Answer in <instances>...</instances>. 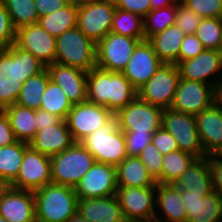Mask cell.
<instances>
[{
    "instance_id": "1",
    "label": "cell",
    "mask_w": 222,
    "mask_h": 222,
    "mask_svg": "<svg viewBox=\"0 0 222 222\" xmlns=\"http://www.w3.org/2000/svg\"><path fill=\"white\" fill-rule=\"evenodd\" d=\"M45 68L42 61L15 44L0 50V110L15 104L23 82Z\"/></svg>"
},
{
    "instance_id": "2",
    "label": "cell",
    "mask_w": 222,
    "mask_h": 222,
    "mask_svg": "<svg viewBox=\"0 0 222 222\" xmlns=\"http://www.w3.org/2000/svg\"><path fill=\"white\" fill-rule=\"evenodd\" d=\"M137 97V90L119 72L92 68L87 73V101L101 105L116 114Z\"/></svg>"
},
{
    "instance_id": "3",
    "label": "cell",
    "mask_w": 222,
    "mask_h": 222,
    "mask_svg": "<svg viewBox=\"0 0 222 222\" xmlns=\"http://www.w3.org/2000/svg\"><path fill=\"white\" fill-rule=\"evenodd\" d=\"M33 193L36 222H67L77 212L78 197L72 187L51 182Z\"/></svg>"
},
{
    "instance_id": "4",
    "label": "cell",
    "mask_w": 222,
    "mask_h": 222,
    "mask_svg": "<svg viewBox=\"0 0 222 222\" xmlns=\"http://www.w3.org/2000/svg\"><path fill=\"white\" fill-rule=\"evenodd\" d=\"M80 143L98 163L118 166L128 157L124 132L118 127L116 116Z\"/></svg>"
},
{
    "instance_id": "5",
    "label": "cell",
    "mask_w": 222,
    "mask_h": 222,
    "mask_svg": "<svg viewBox=\"0 0 222 222\" xmlns=\"http://www.w3.org/2000/svg\"><path fill=\"white\" fill-rule=\"evenodd\" d=\"M95 158L80 143L50 157L52 183L75 188L94 165Z\"/></svg>"
},
{
    "instance_id": "6",
    "label": "cell",
    "mask_w": 222,
    "mask_h": 222,
    "mask_svg": "<svg viewBox=\"0 0 222 222\" xmlns=\"http://www.w3.org/2000/svg\"><path fill=\"white\" fill-rule=\"evenodd\" d=\"M55 63L89 72L96 67V44L76 26L56 38Z\"/></svg>"
},
{
    "instance_id": "7",
    "label": "cell",
    "mask_w": 222,
    "mask_h": 222,
    "mask_svg": "<svg viewBox=\"0 0 222 222\" xmlns=\"http://www.w3.org/2000/svg\"><path fill=\"white\" fill-rule=\"evenodd\" d=\"M115 10L112 0H91L78 6L76 26L97 45L111 32Z\"/></svg>"
},
{
    "instance_id": "8",
    "label": "cell",
    "mask_w": 222,
    "mask_h": 222,
    "mask_svg": "<svg viewBox=\"0 0 222 222\" xmlns=\"http://www.w3.org/2000/svg\"><path fill=\"white\" fill-rule=\"evenodd\" d=\"M116 197L126 222L154 221L156 212V186H118Z\"/></svg>"
},
{
    "instance_id": "9",
    "label": "cell",
    "mask_w": 222,
    "mask_h": 222,
    "mask_svg": "<svg viewBox=\"0 0 222 222\" xmlns=\"http://www.w3.org/2000/svg\"><path fill=\"white\" fill-rule=\"evenodd\" d=\"M161 107L141 100L138 96L116 114L118 127L123 132L154 133L162 127Z\"/></svg>"
},
{
    "instance_id": "10",
    "label": "cell",
    "mask_w": 222,
    "mask_h": 222,
    "mask_svg": "<svg viewBox=\"0 0 222 222\" xmlns=\"http://www.w3.org/2000/svg\"><path fill=\"white\" fill-rule=\"evenodd\" d=\"M179 79L180 73L176 64H163L137 90V96L147 103L168 109L172 105Z\"/></svg>"
},
{
    "instance_id": "11",
    "label": "cell",
    "mask_w": 222,
    "mask_h": 222,
    "mask_svg": "<svg viewBox=\"0 0 222 222\" xmlns=\"http://www.w3.org/2000/svg\"><path fill=\"white\" fill-rule=\"evenodd\" d=\"M162 127L177 141L179 150L196 158L206 156L199 138L195 115L164 109Z\"/></svg>"
},
{
    "instance_id": "12",
    "label": "cell",
    "mask_w": 222,
    "mask_h": 222,
    "mask_svg": "<svg viewBox=\"0 0 222 222\" xmlns=\"http://www.w3.org/2000/svg\"><path fill=\"white\" fill-rule=\"evenodd\" d=\"M141 41L110 32L96 45V67L121 73Z\"/></svg>"
},
{
    "instance_id": "13",
    "label": "cell",
    "mask_w": 222,
    "mask_h": 222,
    "mask_svg": "<svg viewBox=\"0 0 222 222\" xmlns=\"http://www.w3.org/2000/svg\"><path fill=\"white\" fill-rule=\"evenodd\" d=\"M114 116L115 114L106 107L86 100L72 105L66 121L74 142H81Z\"/></svg>"
},
{
    "instance_id": "14",
    "label": "cell",
    "mask_w": 222,
    "mask_h": 222,
    "mask_svg": "<svg viewBox=\"0 0 222 222\" xmlns=\"http://www.w3.org/2000/svg\"><path fill=\"white\" fill-rule=\"evenodd\" d=\"M51 182L50 156L27 146L19 173L11 183V187L35 192Z\"/></svg>"
},
{
    "instance_id": "15",
    "label": "cell",
    "mask_w": 222,
    "mask_h": 222,
    "mask_svg": "<svg viewBox=\"0 0 222 222\" xmlns=\"http://www.w3.org/2000/svg\"><path fill=\"white\" fill-rule=\"evenodd\" d=\"M215 102V88L203 82L180 78L170 109L196 115Z\"/></svg>"
},
{
    "instance_id": "16",
    "label": "cell",
    "mask_w": 222,
    "mask_h": 222,
    "mask_svg": "<svg viewBox=\"0 0 222 222\" xmlns=\"http://www.w3.org/2000/svg\"><path fill=\"white\" fill-rule=\"evenodd\" d=\"M116 166L95 162L74 188L78 199L116 195Z\"/></svg>"
},
{
    "instance_id": "17",
    "label": "cell",
    "mask_w": 222,
    "mask_h": 222,
    "mask_svg": "<svg viewBox=\"0 0 222 222\" xmlns=\"http://www.w3.org/2000/svg\"><path fill=\"white\" fill-rule=\"evenodd\" d=\"M177 66L180 78L203 82L216 88L222 76V52L205 49L196 57L179 62Z\"/></svg>"
},
{
    "instance_id": "18",
    "label": "cell",
    "mask_w": 222,
    "mask_h": 222,
    "mask_svg": "<svg viewBox=\"0 0 222 222\" xmlns=\"http://www.w3.org/2000/svg\"><path fill=\"white\" fill-rule=\"evenodd\" d=\"M14 44L20 49L33 54L46 66L55 63L56 38L47 33L37 23L17 29Z\"/></svg>"
},
{
    "instance_id": "19",
    "label": "cell",
    "mask_w": 222,
    "mask_h": 222,
    "mask_svg": "<svg viewBox=\"0 0 222 222\" xmlns=\"http://www.w3.org/2000/svg\"><path fill=\"white\" fill-rule=\"evenodd\" d=\"M163 64L148 40H143L136 46L130 60L121 73L138 90Z\"/></svg>"
},
{
    "instance_id": "20",
    "label": "cell",
    "mask_w": 222,
    "mask_h": 222,
    "mask_svg": "<svg viewBox=\"0 0 222 222\" xmlns=\"http://www.w3.org/2000/svg\"><path fill=\"white\" fill-rule=\"evenodd\" d=\"M46 69L49 72L50 80L61 87L72 105L87 100L88 72L59 63L49 64Z\"/></svg>"
},
{
    "instance_id": "21",
    "label": "cell",
    "mask_w": 222,
    "mask_h": 222,
    "mask_svg": "<svg viewBox=\"0 0 222 222\" xmlns=\"http://www.w3.org/2000/svg\"><path fill=\"white\" fill-rule=\"evenodd\" d=\"M187 222H222V197L215 193H188L182 190Z\"/></svg>"
},
{
    "instance_id": "22",
    "label": "cell",
    "mask_w": 222,
    "mask_h": 222,
    "mask_svg": "<svg viewBox=\"0 0 222 222\" xmlns=\"http://www.w3.org/2000/svg\"><path fill=\"white\" fill-rule=\"evenodd\" d=\"M195 118L205 155L222 154V112L219 105L214 102Z\"/></svg>"
},
{
    "instance_id": "23",
    "label": "cell",
    "mask_w": 222,
    "mask_h": 222,
    "mask_svg": "<svg viewBox=\"0 0 222 222\" xmlns=\"http://www.w3.org/2000/svg\"><path fill=\"white\" fill-rule=\"evenodd\" d=\"M0 216L9 222H36L34 193L11 187L0 198Z\"/></svg>"
},
{
    "instance_id": "24",
    "label": "cell",
    "mask_w": 222,
    "mask_h": 222,
    "mask_svg": "<svg viewBox=\"0 0 222 222\" xmlns=\"http://www.w3.org/2000/svg\"><path fill=\"white\" fill-rule=\"evenodd\" d=\"M74 143L67 121L61 120L53 126L42 127L41 130H38L35 137L28 142V146L51 157L67 150Z\"/></svg>"
},
{
    "instance_id": "25",
    "label": "cell",
    "mask_w": 222,
    "mask_h": 222,
    "mask_svg": "<svg viewBox=\"0 0 222 222\" xmlns=\"http://www.w3.org/2000/svg\"><path fill=\"white\" fill-rule=\"evenodd\" d=\"M154 220L157 222H187V212L182 200V190L174 184L157 183Z\"/></svg>"
},
{
    "instance_id": "26",
    "label": "cell",
    "mask_w": 222,
    "mask_h": 222,
    "mask_svg": "<svg viewBox=\"0 0 222 222\" xmlns=\"http://www.w3.org/2000/svg\"><path fill=\"white\" fill-rule=\"evenodd\" d=\"M77 212L89 222H126L116 195L78 199Z\"/></svg>"
},
{
    "instance_id": "27",
    "label": "cell",
    "mask_w": 222,
    "mask_h": 222,
    "mask_svg": "<svg viewBox=\"0 0 222 222\" xmlns=\"http://www.w3.org/2000/svg\"><path fill=\"white\" fill-rule=\"evenodd\" d=\"M174 185L188 193H212L213 186L208 156L195 158Z\"/></svg>"
},
{
    "instance_id": "28",
    "label": "cell",
    "mask_w": 222,
    "mask_h": 222,
    "mask_svg": "<svg viewBox=\"0 0 222 222\" xmlns=\"http://www.w3.org/2000/svg\"><path fill=\"white\" fill-rule=\"evenodd\" d=\"M185 34L177 26L172 25L164 31L148 39L158 58L164 64H178L179 52Z\"/></svg>"
},
{
    "instance_id": "29",
    "label": "cell",
    "mask_w": 222,
    "mask_h": 222,
    "mask_svg": "<svg viewBox=\"0 0 222 222\" xmlns=\"http://www.w3.org/2000/svg\"><path fill=\"white\" fill-rule=\"evenodd\" d=\"M117 185L122 187H152L157 182L139 157L128 156L116 166Z\"/></svg>"
},
{
    "instance_id": "30",
    "label": "cell",
    "mask_w": 222,
    "mask_h": 222,
    "mask_svg": "<svg viewBox=\"0 0 222 222\" xmlns=\"http://www.w3.org/2000/svg\"><path fill=\"white\" fill-rule=\"evenodd\" d=\"M18 141L30 142L37 133L35 110L13 104L3 109Z\"/></svg>"
},
{
    "instance_id": "31",
    "label": "cell",
    "mask_w": 222,
    "mask_h": 222,
    "mask_svg": "<svg viewBox=\"0 0 222 222\" xmlns=\"http://www.w3.org/2000/svg\"><path fill=\"white\" fill-rule=\"evenodd\" d=\"M78 6L68 4L63 9L39 17L37 24L57 38L77 25Z\"/></svg>"
},
{
    "instance_id": "32",
    "label": "cell",
    "mask_w": 222,
    "mask_h": 222,
    "mask_svg": "<svg viewBox=\"0 0 222 222\" xmlns=\"http://www.w3.org/2000/svg\"><path fill=\"white\" fill-rule=\"evenodd\" d=\"M49 80L50 75L46 68L42 72L28 78L23 82L15 104L34 110L40 109L42 95L47 88Z\"/></svg>"
},
{
    "instance_id": "33",
    "label": "cell",
    "mask_w": 222,
    "mask_h": 222,
    "mask_svg": "<svg viewBox=\"0 0 222 222\" xmlns=\"http://www.w3.org/2000/svg\"><path fill=\"white\" fill-rule=\"evenodd\" d=\"M195 158L192 154L181 150L163 155L162 177L157 183L174 184Z\"/></svg>"
},
{
    "instance_id": "34",
    "label": "cell",
    "mask_w": 222,
    "mask_h": 222,
    "mask_svg": "<svg viewBox=\"0 0 222 222\" xmlns=\"http://www.w3.org/2000/svg\"><path fill=\"white\" fill-rule=\"evenodd\" d=\"M27 146L28 143L17 141L9 146L0 147V175L10 183L17 178Z\"/></svg>"
},
{
    "instance_id": "35",
    "label": "cell",
    "mask_w": 222,
    "mask_h": 222,
    "mask_svg": "<svg viewBox=\"0 0 222 222\" xmlns=\"http://www.w3.org/2000/svg\"><path fill=\"white\" fill-rule=\"evenodd\" d=\"M71 108L72 103L68 100L65 92L59 85L49 80L47 88L42 95L40 109L48 111L62 120H66Z\"/></svg>"
},
{
    "instance_id": "36",
    "label": "cell",
    "mask_w": 222,
    "mask_h": 222,
    "mask_svg": "<svg viewBox=\"0 0 222 222\" xmlns=\"http://www.w3.org/2000/svg\"><path fill=\"white\" fill-rule=\"evenodd\" d=\"M111 32L143 41V18L136 13L116 8L113 15Z\"/></svg>"
},
{
    "instance_id": "37",
    "label": "cell",
    "mask_w": 222,
    "mask_h": 222,
    "mask_svg": "<svg viewBox=\"0 0 222 222\" xmlns=\"http://www.w3.org/2000/svg\"><path fill=\"white\" fill-rule=\"evenodd\" d=\"M177 5L153 9L143 18L144 40L174 25Z\"/></svg>"
},
{
    "instance_id": "38",
    "label": "cell",
    "mask_w": 222,
    "mask_h": 222,
    "mask_svg": "<svg viewBox=\"0 0 222 222\" xmlns=\"http://www.w3.org/2000/svg\"><path fill=\"white\" fill-rule=\"evenodd\" d=\"M14 28L36 24L39 16L34 0H2Z\"/></svg>"
},
{
    "instance_id": "39",
    "label": "cell",
    "mask_w": 222,
    "mask_h": 222,
    "mask_svg": "<svg viewBox=\"0 0 222 222\" xmlns=\"http://www.w3.org/2000/svg\"><path fill=\"white\" fill-rule=\"evenodd\" d=\"M205 49L222 50V18H202L195 33Z\"/></svg>"
},
{
    "instance_id": "40",
    "label": "cell",
    "mask_w": 222,
    "mask_h": 222,
    "mask_svg": "<svg viewBox=\"0 0 222 222\" xmlns=\"http://www.w3.org/2000/svg\"><path fill=\"white\" fill-rule=\"evenodd\" d=\"M201 18H222V0H180Z\"/></svg>"
},
{
    "instance_id": "41",
    "label": "cell",
    "mask_w": 222,
    "mask_h": 222,
    "mask_svg": "<svg viewBox=\"0 0 222 222\" xmlns=\"http://www.w3.org/2000/svg\"><path fill=\"white\" fill-rule=\"evenodd\" d=\"M150 173L153 179L157 182L162 177V158L163 155L158 148L150 142L138 156Z\"/></svg>"
},
{
    "instance_id": "42",
    "label": "cell",
    "mask_w": 222,
    "mask_h": 222,
    "mask_svg": "<svg viewBox=\"0 0 222 222\" xmlns=\"http://www.w3.org/2000/svg\"><path fill=\"white\" fill-rule=\"evenodd\" d=\"M201 19L200 16L188 9L181 2L177 4L174 25L182 30L185 35L195 34Z\"/></svg>"
},
{
    "instance_id": "43",
    "label": "cell",
    "mask_w": 222,
    "mask_h": 222,
    "mask_svg": "<svg viewBox=\"0 0 222 222\" xmlns=\"http://www.w3.org/2000/svg\"><path fill=\"white\" fill-rule=\"evenodd\" d=\"M16 29L14 28L11 18L0 0V50L8 48L15 42Z\"/></svg>"
},
{
    "instance_id": "44",
    "label": "cell",
    "mask_w": 222,
    "mask_h": 222,
    "mask_svg": "<svg viewBox=\"0 0 222 222\" xmlns=\"http://www.w3.org/2000/svg\"><path fill=\"white\" fill-rule=\"evenodd\" d=\"M128 156L138 157L142 150L152 142L153 133L124 132Z\"/></svg>"
},
{
    "instance_id": "45",
    "label": "cell",
    "mask_w": 222,
    "mask_h": 222,
    "mask_svg": "<svg viewBox=\"0 0 222 222\" xmlns=\"http://www.w3.org/2000/svg\"><path fill=\"white\" fill-rule=\"evenodd\" d=\"M152 143L162 155L179 150L177 141L163 127L153 133Z\"/></svg>"
},
{
    "instance_id": "46",
    "label": "cell",
    "mask_w": 222,
    "mask_h": 222,
    "mask_svg": "<svg viewBox=\"0 0 222 222\" xmlns=\"http://www.w3.org/2000/svg\"><path fill=\"white\" fill-rule=\"evenodd\" d=\"M205 50L195 34L185 35L179 52L178 63L194 58Z\"/></svg>"
},
{
    "instance_id": "47",
    "label": "cell",
    "mask_w": 222,
    "mask_h": 222,
    "mask_svg": "<svg viewBox=\"0 0 222 222\" xmlns=\"http://www.w3.org/2000/svg\"><path fill=\"white\" fill-rule=\"evenodd\" d=\"M213 191L222 197V155H208Z\"/></svg>"
},
{
    "instance_id": "48",
    "label": "cell",
    "mask_w": 222,
    "mask_h": 222,
    "mask_svg": "<svg viewBox=\"0 0 222 222\" xmlns=\"http://www.w3.org/2000/svg\"><path fill=\"white\" fill-rule=\"evenodd\" d=\"M118 9L133 12L144 18L151 10L150 0H114Z\"/></svg>"
},
{
    "instance_id": "49",
    "label": "cell",
    "mask_w": 222,
    "mask_h": 222,
    "mask_svg": "<svg viewBox=\"0 0 222 222\" xmlns=\"http://www.w3.org/2000/svg\"><path fill=\"white\" fill-rule=\"evenodd\" d=\"M17 141L6 113L0 110V147L9 146Z\"/></svg>"
},
{
    "instance_id": "50",
    "label": "cell",
    "mask_w": 222,
    "mask_h": 222,
    "mask_svg": "<svg viewBox=\"0 0 222 222\" xmlns=\"http://www.w3.org/2000/svg\"><path fill=\"white\" fill-rule=\"evenodd\" d=\"M34 3L39 17L63 9L68 5L66 0H34Z\"/></svg>"
},
{
    "instance_id": "51",
    "label": "cell",
    "mask_w": 222,
    "mask_h": 222,
    "mask_svg": "<svg viewBox=\"0 0 222 222\" xmlns=\"http://www.w3.org/2000/svg\"><path fill=\"white\" fill-rule=\"evenodd\" d=\"M61 120L62 119L60 117L53 115L48 111L42 109L35 110V123L37 126V131L41 130L42 127L53 126L54 124L59 123Z\"/></svg>"
},
{
    "instance_id": "52",
    "label": "cell",
    "mask_w": 222,
    "mask_h": 222,
    "mask_svg": "<svg viewBox=\"0 0 222 222\" xmlns=\"http://www.w3.org/2000/svg\"><path fill=\"white\" fill-rule=\"evenodd\" d=\"M180 0H150L151 10L177 5Z\"/></svg>"
},
{
    "instance_id": "53",
    "label": "cell",
    "mask_w": 222,
    "mask_h": 222,
    "mask_svg": "<svg viewBox=\"0 0 222 222\" xmlns=\"http://www.w3.org/2000/svg\"><path fill=\"white\" fill-rule=\"evenodd\" d=\"M11 188V183L0 175V198L3 197Z\"/></svg>"
},
{
    "instance_id": "54",
    "label": "cell",
    "mask_w": 222,
    "mask_h": 222,
    "mask_svg": "<svg viewBox=\"0 0 222 222\" xmlns=\"http://www.w3.org/2000/svg\"><path fill=\"white\" fill-rule=\"evenodd\" d=\"M215 102H222V76L215 88Z\"/></svg>"
},
{
    "instance_id": "55",
    "label": "cell",
    "mask_w": 222,
    "mask_h": 222,
    "mask_svg": "<svg viewBox=\"0 0 222 222\" xmlns=\"http://www.w3.org/2000/svg\"><path fill=\"white\" fill-rule=\"evenodd\" d=\"M67 222H89L84 219L78 212H76L71 218L68 219Z\"/></svg>"
},
{
    "instance_id": "56",
    "label": "cell",
    "mask_w": 222,
    "mask_h": 222,
    "mask_svg": "<svg viewBox=\"0 0 222 222\" xmlns=\"http://www.w3.org/2000/svg\"><path fill=\"white\" fill-rule=\"evenodd\" d=\"M66 1L68 2V4L80 6V5H83L91 0H66Z\"/></svg>"
},
{
    "instance_id": "57",
    "label": "cell",
    "mask_w": 222,
    "mask_h": 222,
    "mask_svg": "<svg viewBox=\"0 0 222 222\" xmlns=\"http://www.w3.org/2000/svg\"><path fill=\"white\" fill-rule=\"evenodd\" d=\"M0 222H9L7 219L0 216Z\"/></svg>"
},
{
    "instance_id": "58",
    "label": "cell",
    "mask_w": 222,
    "mask_h": 222,
    "mask_svg": "<svg viewBox=\"0 0 222 222\" xmlns=\"http://www.w3.org/2000/svg\"><path fill=\"white\" fill-rule=\"evenodd\" d=\"M216 103L219 105L220 110H221V112H222V102H216Z\"/></svg>"
}]
</instances>
